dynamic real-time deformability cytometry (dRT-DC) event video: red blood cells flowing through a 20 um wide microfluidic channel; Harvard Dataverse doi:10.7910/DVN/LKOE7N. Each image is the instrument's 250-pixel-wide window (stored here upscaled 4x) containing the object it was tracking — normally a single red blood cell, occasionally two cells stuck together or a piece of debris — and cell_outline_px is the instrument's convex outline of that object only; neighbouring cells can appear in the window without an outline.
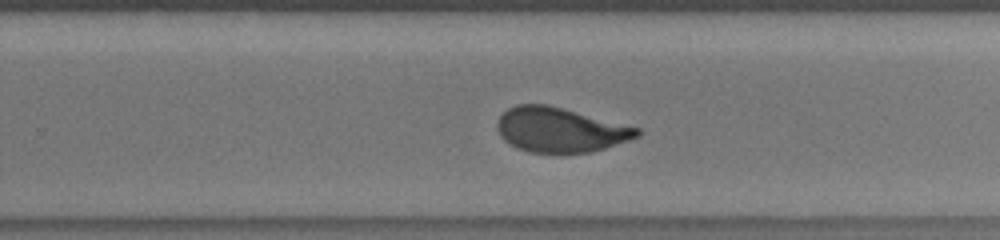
{"species": "human", "species_latin": "Homo sapiens", "temperature_condition": "room temperature", "stored_images_in_passage": 52, "camera_frame_rate_fps": 3000, "um_per_image_px": 0.085, "donor": {"sex": "male"}, "frame": {"image": 1, "passage_image": 37, "time_ms": 12.0, "image_size_px": [1000, 240], "cell_outline_px": [[640, 136], [592, 152], [528, 152], [516, 148], [508, 144], [500, 136], [496, 128], [496, 124], [500, 116], [508, 108], [516, 104], [548, 104], [640, 128]], "centroid_in_image_um": [47.57, 11.03], "position_along_channel_um": 282.2, "area_um2": 36.36}, "authors_computed_cell_mechanics": {"area_um2": 37.0498, "velocity_mm_per_s": 3.8492, "shape_relaxation_time_tau1_ms": 6.944, "shape_relaxation_time_tau2_ms": 0.7203, "deformation_change_tau1": 0.2125, "deformation_change_tau2": 0.074}}